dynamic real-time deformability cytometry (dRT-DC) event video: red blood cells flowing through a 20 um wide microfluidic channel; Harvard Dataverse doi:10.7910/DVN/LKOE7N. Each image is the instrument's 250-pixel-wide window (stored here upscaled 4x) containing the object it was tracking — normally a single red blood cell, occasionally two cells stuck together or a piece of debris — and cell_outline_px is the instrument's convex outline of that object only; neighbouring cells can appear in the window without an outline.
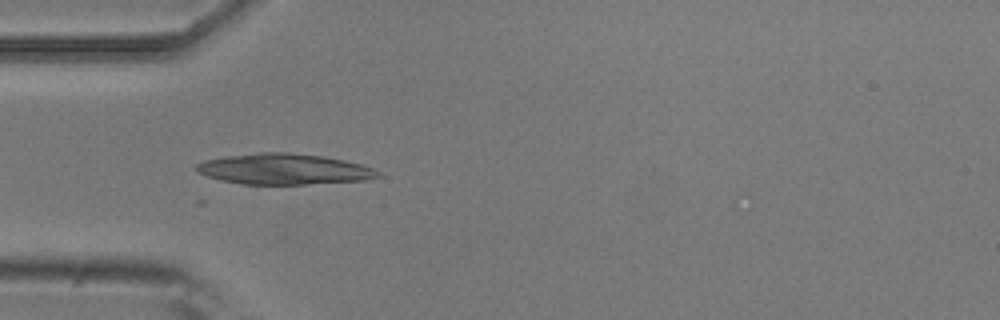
{"species": "common noctule bat (a hibernating species)", "species_latin": "Nyctalus noctula", "temperature_condition": "room temperature", "stored_images_in_passage": 2, "camera_frame_rate_fps": 3000, "um_per_image_px": 0.085, "animal": {"sex": "male", "body_mass_g": 20.5, "forearm_length_mm": 52.5}, "frame": {"image": 1, "passage_image": 1, "time_ms": 0.0, "image_size_px": [1000, 320], "cell_outline_px": [[380, 176], [364, 180], [304, 184], [244, 184], [220, 180], [196, 172], [196, 164], [204, 160], [224, 156], [260, 152], [288, 152], [324, 156], [344, 160], [360, 164], [372, 168], [380, 172]], "centroid_in_image_um": [24.1, 14.36], "position_along_channel_um": 60.9, "area_um2": 32.48}}
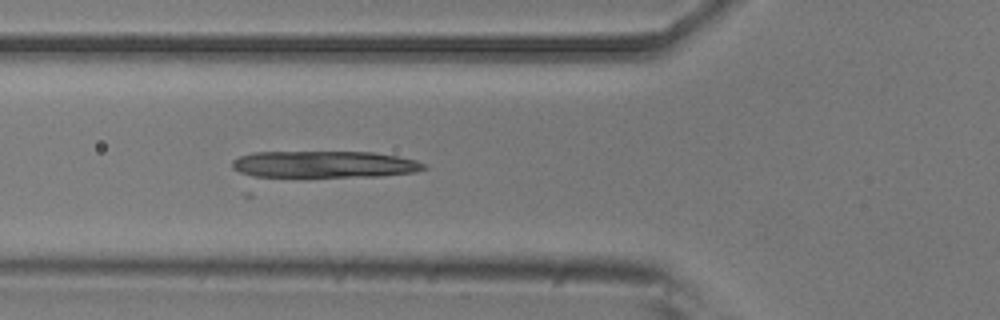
{"frame": {"image": 2, "passage_image": 2, "time_ms": 0.333, "image_size_px": [1000, 320], "cell_outline_px": [[428, 168], [416, 172], [380, 176], [248, 176], [232, 168], [232, 160], [240, 156], [252, 152], [372, 152], [396, 156], [416, 160], [428, 164]], "centroid_in_image_um": [27.59, 13.96], "position_along_channel_um": 98.2, "area_um2": 29.88}}